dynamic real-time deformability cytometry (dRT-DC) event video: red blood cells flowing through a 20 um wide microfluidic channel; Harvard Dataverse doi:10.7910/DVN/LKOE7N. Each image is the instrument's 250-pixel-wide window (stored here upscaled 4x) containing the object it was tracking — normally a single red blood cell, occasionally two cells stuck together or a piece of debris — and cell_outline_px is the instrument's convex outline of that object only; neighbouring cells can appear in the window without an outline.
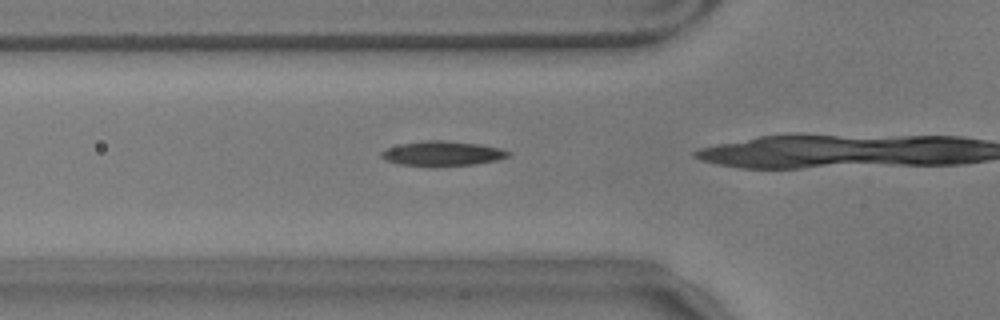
{"species": "common noctule bat (a hibernating species)", "species_latin": "Nyctalus noctula", "temperature_condition": "warm", "stored_images_in_passage": 15, "camera_frame_rate_fps": 3000, "um_per_image_px": 0.085, "animal": {"sex": "male", "body_mass_g": 17.9}, "frame": {"image": 1, "passage_image": 11, "time_ms": 3.333, "image_size_px": [1000, 320], "cell_outline_px": [[512, 152], [508, 156], [496, 160], [476, 164], [400, 164], [388, 160], [380, 156], [380, 152], [388, 148], [400, 144], [428, 140], [444, 140], [476, 144], [500, 148]], "centroid_in_image_um": [37.63, 13.01], "position_along_channel_um": 88.2, "area_um2": 17.4}}